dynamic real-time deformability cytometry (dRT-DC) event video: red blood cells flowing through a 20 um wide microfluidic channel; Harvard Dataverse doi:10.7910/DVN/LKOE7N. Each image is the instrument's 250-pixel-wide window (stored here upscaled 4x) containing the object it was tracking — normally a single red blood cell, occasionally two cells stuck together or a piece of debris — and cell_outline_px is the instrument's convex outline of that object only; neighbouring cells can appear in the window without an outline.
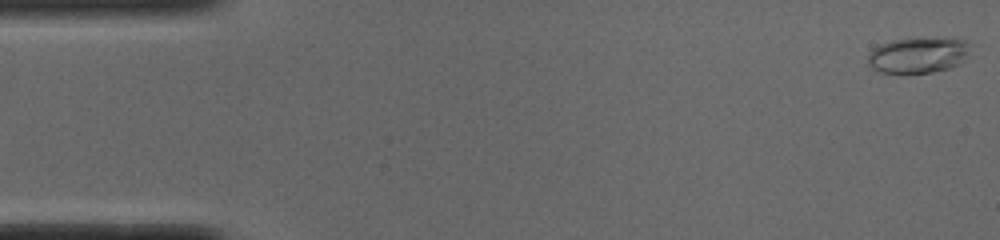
{"species": "common noctule bat (a hibernating species)", "species_latin": "Nyctalus noctula", "temperature_condition": "cold", "stored_images_in_passage": 52, "camera_frame_rate_fps": 3000, "um_per_image_px": 0.085, "animal": {"sex": "male", "body_mass_g": 19.0, "forearm_length_mm": 50.8}, "frame": {"image": 1, "passage_image": 1, "time_ms": 0.0, "image_size_px": [1000, 240], "cell_outline_px": [[972, 44], [960, 64], [948, 68], [932, 72], [900, 76], [880, 72], [872, 68], [868, 64], [868, 56], [872, 48], [880, 44], [892, 40], [952, 36], [968, 40]], "centroid_in_image_um": [78.05, 4.69], "position_along_channel_um": 7.0, "area_um2": 22.37}}
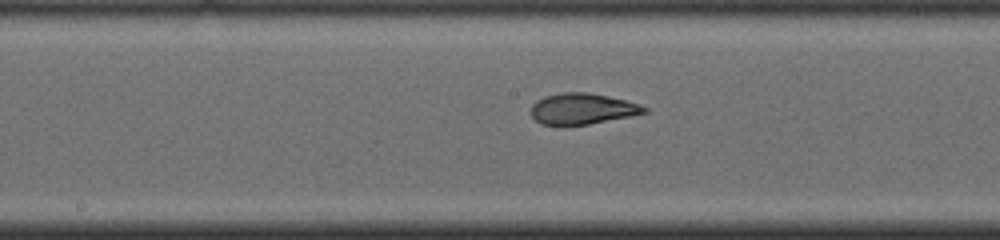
{"frame": {"image": 2, "passage_image": 26, "time_ms": 8.333, "image_size_px": [1000, 240], "cell_outline_px": [[648, 112], [632, 116], [588, 124], [560, 128], [540, 124], [532, 116], [532, 104], [536, 100], [544, 96], [560, 92], [588, 92], [608, 96], [640, 104], [648, 108]], "centroid_in_image_um": [49.46, 9.27], "position_along_channel_um": 198.7, "area_um2": 21.04}}
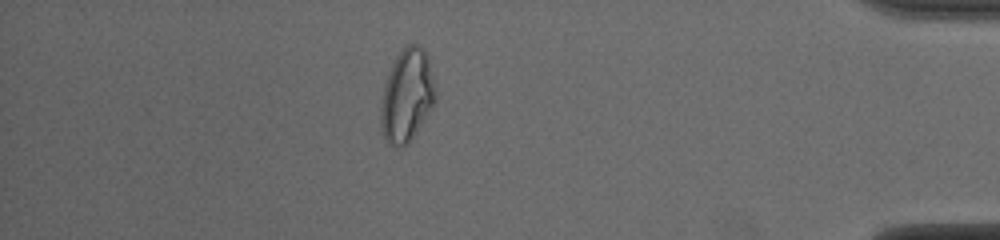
{"frame": {"image": 3, "passage_image": 45, "time_ms": 14.667, "image_size_px": [1000, 240], "cell_outline_px": [[436, 100], [416, 132], [408, 144], [404, 148], [396, 148], [388, 144], [380, 132], [380, 108], [384, 84], [388, 72], [396, 56], [408, 44], [416, 44], [424, 48], [428, 52], [436, 96]], "centroid_in_image_um": [34.56, 8.15], "position_along_channel_um": 400.6, "area_um2": 29.94}, "authors_computed_cell_mechanics": {"area_um2": 21.4727, "velocity_mm_per_s": 3.8848, "shape_relaxation_time_tau1_ms": 7.7266, "shape_relaxation_time_tau2_ms": 1.1708, "deformation_change_tau1": 0.2599, "deformation_change_tau2": 0.0668}}